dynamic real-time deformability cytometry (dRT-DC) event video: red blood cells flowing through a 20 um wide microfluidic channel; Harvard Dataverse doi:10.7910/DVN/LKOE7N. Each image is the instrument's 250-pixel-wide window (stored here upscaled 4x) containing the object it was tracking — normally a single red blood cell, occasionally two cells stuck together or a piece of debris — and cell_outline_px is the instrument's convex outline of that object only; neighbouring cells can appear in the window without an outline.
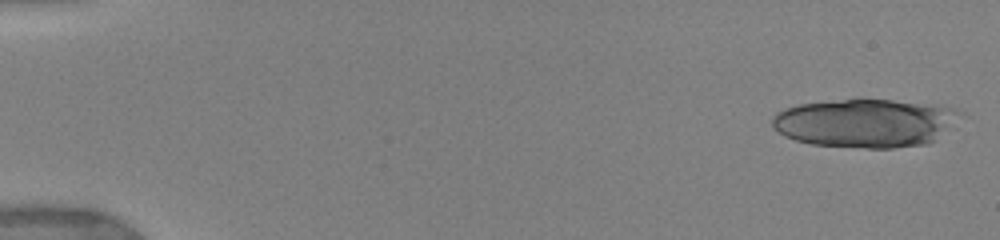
{"species": "human", "species_latin": "Homo sapiens", "temperature_condition": "warm", "stored_images_in_passage": 7, "camera_frame_rate_fps": 3000, "um_per_image_px": 0.085, "donor": {"sex": "female"}, "frame": {"image": 1, "passage_image": 1, "time_ms": 0.0, "image_size_px": [1000, 240], "cell_outline_px": [[956, 112], [932, 140], [928, 144], [892, 148], [868, 148], [812, 144], [796, 140], [780, 132], [772, 124], [772, 116], [788, 108], [800, 104], [844, 100], [892, 100], [940, 104]], "centroid_in_image_um": [73.42, 10.46], "position_along_channel_um": 11.6, "area_um2": 51.1}}
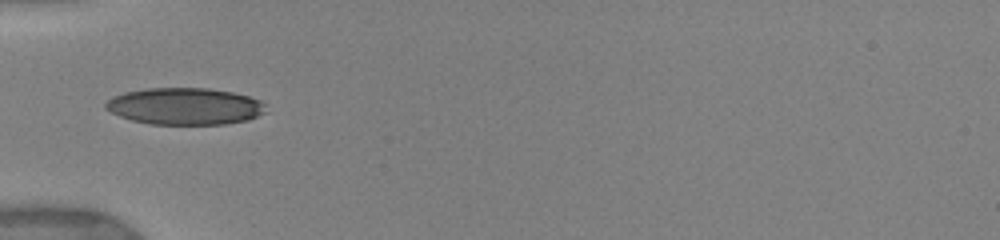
{"frame": {"image": 2, "passage_image": 6, "time_ms": 5.667, "image_size_px": [1000, 240], "cell_outline_px": [[264, 112], [248, 120], [224, 124], [148, 124], [132, 120], [120, 116], [104, 108], [104, 104], [112, 96], [124, 92], [148, 88], [208, 88], [232, 92], [248, 96], [260, 100], [264, 104]], "centroid_in_image_um": [15.68, 9.03], "position_along_channel_um": 69.3, "area_um2": 34.33}}